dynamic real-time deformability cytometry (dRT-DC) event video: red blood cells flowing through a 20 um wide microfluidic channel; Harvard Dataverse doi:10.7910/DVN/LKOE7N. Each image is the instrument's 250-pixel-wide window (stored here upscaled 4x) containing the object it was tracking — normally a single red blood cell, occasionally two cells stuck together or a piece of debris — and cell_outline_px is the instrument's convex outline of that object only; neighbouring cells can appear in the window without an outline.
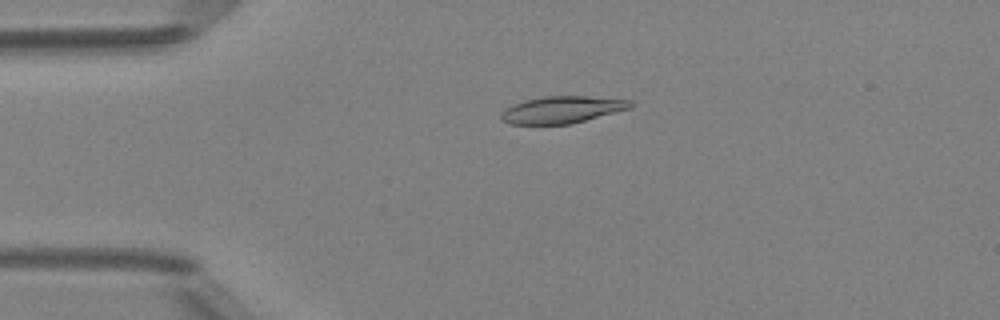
{"species": "Egyptian fruit bat (a non-hibernating species)", "species_latin": "Rousettus aegyptiacus", "temperature_condition": "room temperature", "stored_images_in_passage": 6, "camera_frame_rate_fps": 3000, "um_per_image_px": 0.085, "animal": {"sex": "female"}, "frame": {"image": 1, "passage_image": 4, "time_ms": 3.333, "image_size_px": [1000, 320], "cell_outline_px": [[632, 108], [572, 124], [508, 124], [500, 120], [500, 112], [504, 108], [512, 104], [524, 100], [544, 96], [584, 96], [632, 100]], "centroid_in_image_um": [47.73, 9.33], "position_along_channel_um": 37.3, "area_um2": 20.63}}
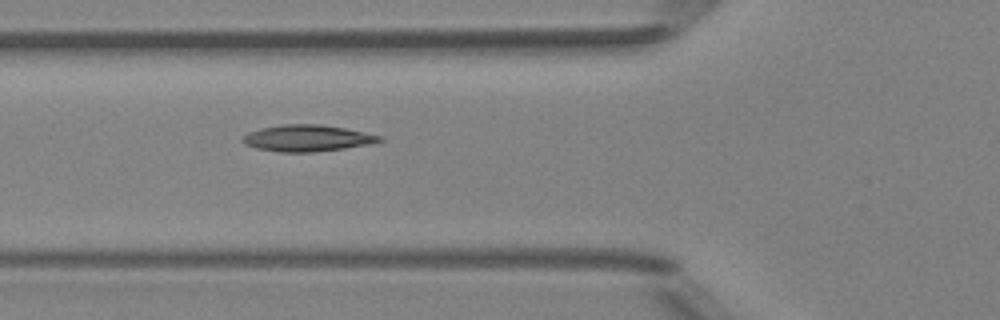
{"frame": {"image": 2, "passage_image": 6, "time_ms": 5.667, "image_size_px": [1000, 320], "cell_outline_px": [[384, 140], [372, 144], [344, 148], [312, 152], [280, 152], [256, 148], [244, 144], [244, 136], [248, 132], [260, 128], [284, 124], [320, 124], [344, 128], [364, 132], [380, 136]], "centroid_in_image_um": [26.12, 11.74], "position_along_channel_um": 99.7, "area_um2": 20.98}}